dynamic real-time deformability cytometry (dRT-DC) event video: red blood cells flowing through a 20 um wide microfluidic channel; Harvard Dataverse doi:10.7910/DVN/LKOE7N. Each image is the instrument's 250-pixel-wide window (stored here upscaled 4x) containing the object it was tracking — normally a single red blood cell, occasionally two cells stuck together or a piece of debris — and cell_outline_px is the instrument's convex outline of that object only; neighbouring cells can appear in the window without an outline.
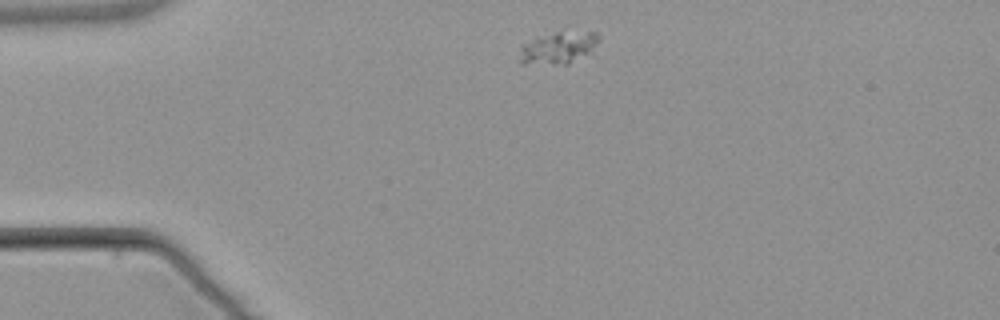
{"species": "common noctule bat (a hibernating species)", "species_latin": "Nyctalus noctula", "temperature_condition": "warm", "stored_images_in_passage": 2, "camera_frame_rate_fps": 3000, "um_per_image_px": 0.085, "animal": {"sex": "male", "body_mass_g": 21.5, "forearm_length_mm": 52.0}, "frame": {"image": 1, "passage_image": 1, "time_ms": 0.0, "image_size_px": [1000, 320], "cell_outline_px": [[600, 36], [596, 56], [568, 64], [520, 64], [520, 48], [524, 44], [536, 36], [556, 32], [596, 32]], "centroid_in_image_um": [47.59, 4.1], "position_along_channel_um": 37.4, "area_um2": 15.72}}